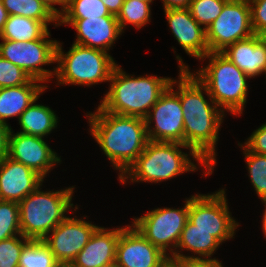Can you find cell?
I'll use <instances>...</instances> for the list:
<instances>
[{
	"mask_svg": "<svg viewBox=\"0 0 266 267\" xmlns=\"http://www.w3.org/2000/svg\"><path fill=\"white\" fill-rule=\"evenodd\" d=\"M57 267H73L71 264H59Z\"/></svg>",
	"mask_w": 266,
	"mask_h": 267,
	"instance_id": "obj_45",
	"label": "cell"
},
{
	"mask_svg": "<svg viewBox=\"0 0 266 267\" xmlns=\"http://www.w3.org/2000/svg\"><path fill=\"white\" fill-rule=\"evenodd\" d=\"M71 26L77 38L73 43L109 53L114 42L122 35L116 16L85 19H58V26Z\"/></svg>",
	"mask_w": 266,
	"mask_h": 267,
	"instance_id": "obj_16",
	"label": "cell"
},
{
	"mask_svg": "<svg viewBox=\"0 0 266 267\" xmlns=\"http://www.w3.org/2000/svg\"><path fill=\"white\" fill-rule=\"evenodd\" d=\"M115 16L101 0H69L65 12L58 19H85Z\"/></svg>",
	"mask_w": 266,
	"mask_h": 267,
	"instance_id": "obj_29",
	"label": "cell"
},
{
	"mask_svg": "<svg viewBox=\"0 0 266 267\" xmlns=\"http://www.w3.org/2000/svg\"><path fill=\"white\" fill-rule=\"evenodd\" d=\"M251 26L254 34L266 33V0H250Z\"/></svg>",
	"mask_w": 266,
	"mask_h": 267,
	"instance_id": "obj_34",
	"label": "cell"
},
{
	"mask_svg": "<svg viewBox=\"0 0 266 267\" xmlns=\"http://www.w3.org/2000/svg\"><path fill=\"white\" fill-rule=\"evenodd\" d=\"M11 126L0 122V161L7 156L8 134Z\"/></svg>",
	"mask_w": 266,
	"mask_h": 267,
	"instance_id": "obj_37",
	"label": "cell"
},
{
	"mask_svg": "<svg viewBox=\"0 0 266 267\" xmlns=\"http://www.w3.org/2000/svg\"><path fill=\"white\" fill-rule=\"evenodd\" d=\"M9 17L8 12L6 11L5 7L2 4V1L0 0V31L3 29L5 22L7 21Z\"/></svg>",
	"mask_w": 266,
	"mask_h": 267,
	"instance_id": "obj_41",
	"label": "cell"
},
{
	"mask_svg": "<svg viewBox=\"0 0 266 267\" xmlns=\"http://www.w3.org/2000/svg\"><path fill=\"white\" fill-rule=\"evenodd\" d=\"M171 79L148 74L135 77L117 64L110 76L109 90L98 106L110 113L145 119Z\"/></svg>",
	"mask_w": 266,
	"mask_h": 267,
	"instance_id": "obj_4",
	"label": "cell"
},
{
	"mask_svg": "<svg viewBox=\"0 0 266 267\" xmlns=\"http://www.w3.org/2000/svg\"><path fill=\"white\" fill-rule=\"evenodd\" d=\"M229 0H191L189 11L197 23L205 30L222 12Z\"/></svg>",
	"mask_w": 266,
	"mask_h": 267,
	"instance_id": "obj_30",
	"label": "cell"
},
{
	"mask_svg": "<svg viewBox=\"0 0 266 267\" xmlns=\"http://www.w3.org/2000/svg\"><path fill=\"white\" fill-rule=\"evenodd\" d=\"M169 29L187 55L200 60L209 47L206 40V30L192 17L188 8L164 10Z\"/></svg>",
	"mask_w": 266,
	"mask_h": 267,
	"instance_id": "obj_17",
	"label": "cell"
},
{
	"mask_svg": "<svg viewBox=\"0 0 266 267\" xmlns=\"http://www.w3.org/2000/svg\"><path fill=\"white\" fill-rule=\"evenodd\" d=\"M43 4H45L50 11L56 15L58 18L65 12L68 1L67 0H40ZM56 5L61 6V9L55 7Z\"/></svg>",
	"mask_w": 266,
	"mask_h": 267,
	"instance_id": "obj_38",
	"label": "cell"
},
{
	"mask_svg": "<svg viewBox=\"0 0 266 267\" xmlns=\"http://www.w3.org/2000/svg\"><path fill=\"white\" fill-rule=\"evenodd\" d=\"M238 146H240L243 156H245L250 182L258 198L263 202L266 200V155L251 152L240 142H238Z\"/></svg>",
	"mask_w": 266,
	"mask_h": 267,
	"instance_id": "obj_27",
	"label": "cell"
},
{
	"mask_svg": "<svg viewBox=\"0 0 266 267\" xmlns=\"http://www.w3.org/2000/svg\"><path fill=\"white\" fill-rule=\"evenodd\" d=\"M124 227L104 228L99 226L88 243L72 261L73 267H98L115 262L116 246Z\"/></svg>",
	"mask_w": 266,
	"mask_h": 267,
	"instance_id": "obj_19",
	"label": "cell"
},
{
	"mask_svg": "<svg viewBox=\"0 0 266 267\" xmlns=\"http://www.w3.org/2000/svg\"><path fill=\"white\" fill-rule=\"evenodd\" d=\"M206 58L208 65L193 74L224 113L243 114L249 92L247 79L250 78L221 52H209L200 61Z\"/></svg>",
	"mask_w": 266,
	"mask_h": 267,
	"instance_id": "obj_5",
	"label": "cell"
},
{
	"mask_svg": "<svg viewBox=\"0 0 266 267\" xmlns=\"http://www.w3.org/2000/svg\"><path fill=\"white\" fill-rule=\"evenodd\" d=\"M59 263L43 240H30L22 249L18 267H57Z\"/></svg>",
	"mask_w": 266,
	"mask_h": 267,
	"instance_id": "obj_28",
	"label": "cell"
},
{
	"mask_svg": "<svg viewBox=\"0 0 266 267\" xmlns=\"http://www.w3.org/2000/svg\"><path fill=\"white\" fill-rule=\"evenodd\" d=\"M48 30L42 21L20 15H9L0 31V39L21 42L33 41L40 39Z\"/></svg>",
	"mask_w": 266,
	"mask_h": 267,
	"instance_id": "obj_24",
	"label": "cell"
},
{
	"mask_svg": "<svg viewBox=\"0 0 266 267\" xmlns=\"http://www.w3.org/2000/svg\"><path fill=\"white\" fill-rule=\"evenodd\" d=\"M47 88V85L35 79L24 85L0 88V122L9 126L7 119H19L33 102L38 101Z\"/></svg>",
	"mask_w": 266,
	"mask_h": 267,
	"instance_id": "obj_21",
	"label": "cell"
},
{
	"mask_svg": "<svg viewBox=\"0 0 266 267\" xmlns=\"http://www.w3.org/2000/svg\"><path fill=\"white\" fill-rule=\"evenodd\" d=\"M253 35L251 7L246 0H229L206 29L209 52H222L229 45Z\"/></svg>",
	"mask_w": 266,
	"mask_h": 267,
	"instance_id": "obj_11",
	"label": "cell"
},
{
	"mask_svg": "<svg viewBox=\"0 0 266 267\" xmlns=\"http://www.w3.org/2000/svg\"><path fill=\"white\" fill-rule=\"evenodd\" d=\"M174 88L175 79L172 78L145 118L148 139L151 141L184 144V114Z\"/></svg>",
	"mask_w": 266,
	"mask_h": 267,
	"instance_id": "obj_12",
	"label": "cell"
},
{
	"mask_svg": "<svg viewBox=\"0 0 266 267\" xmlns=\"http://www.w3.org/2000/svg\"><path fill=\"white\" fill-rule=\"evenodd\" d=\"M20 133L45 138L57 129L58 116L49 106L33 102L19 117Z\"/></svg>",
	"mask_w": 266,
	"mask_h": 267,
	"instance_id": "obj_23",
	"label": "cell"
},
{
	"mask_svg": "<svg viewBox=\"0 0 266 267\" xmlns=\"http://www.w3.org/2000/svg\"><path fill=\"white\" fill-rule=\"evenodd\" d=\"M20 234L18 203L0 200V241Z\"/></svg>",
	"mask_w": 266,
	"mask_h": 267,
	"instance_id": "obj_31",
	"label": "cell"
},
{
	"mask_svg": "<svg viewBox=\"0 0 266 267\" xmlns=\"http://www.w3.org/2000/svg\"><path fill=\"white\" fill-rule=\"evenodd\" d=\"M54 79L56 85L92 86L109 82L117 62L105 51L73 43L68 52L57 41Z\"/></svg>",
	"mask_w": 266,
	"mask_h": 267,
	"instance_id": "obj_7",
	"label": "cell"
},
{
	"mask_svg": "<svg viewBox=\"0 0 266 267\" xmlns=\"http://www.w3.org/2000/svg\"><path fill=\"white\" fill-rule=\"evenodd\" d=\"M101 1L108 8L109 12L115 16L118 15L124 3V0H101Z\"/></svg>",
	"mask_w": 266,
	"mask_h": 267,
	"instance_id": "obj_40",
	"label": "cell"
},
{
	"mask_svg": "<svg viewBox=\"0 0 266 267\" xmlns=\"http://www.w3.org/2000/svg\"><path fill=\"white\" fill-rule=\"evenodd\" d=\"M220 245L222 244L210 232L195 228V224L188 220L171 257L212 258ZM184 251L192 252V255H186Z\"/></svg>",
	"mask_w": 266,
	"mask_h": 267,
	"instance_id": "obj_22",
	"label": "cell"
},
{
	"mask_svg": "<svg viewBox=\"0 0 266 267\" xmlns=\"http://www.w3.org/2000/svg\"><path fill=\"white\" fill-rule=\"evenodd\" d=\"M262 204L265 206L264 208H265V210H264V213H263V217H262V220H261V222H262V231H263V234H264V236H265V238H266V200L265 201H263L262 202Z\"/></svg>",
	"mask_w": 266,
	"mask_h": 267,
	"instance_id": "obj_42",
	"label": "cell"
},
{
	"mask_svg": "<svg viewBox=\"0 0 266 267\" xmlns=\"http://www.w3.org/2000/svg\"><path fill=\"white\" fill-rule=\"evenodd\" d=\"M50 36L48 30L40 39L33 41L1 39L0 56L22 68L32 79L46 85L55 76V67L51 70L42 67L56 61L57 40L49 39Z\"/></svg>",
	"mask_w": 266,
	"mask_h": 267,
	"instance_id": "obj_10",
	"label": "cell"
},
{
	"mask_svg": "<svg viewBox=\"0 0 266 267\" xmlns=\"http://www.w3.org/2000/svg\"><path fill=\"white\" fill-rule=\"evenodd\" d=\"M176 59L179 75L175 79V92L179 95L184 114V144L192 148L214 170L217 165L216 146L220 126L226 113L214 103L206 87L185 65L182 57L176 55Z\"/></svg>",
	"mask_w": 266,
	"mask_h": 267,
	"instance_id": "obj_1",
	"label": "cell"
},
{
	"mask_svg": "<svg viewBox=\"0 0 266 267\" xmlns=\"http://www.w3.org/2000/svg\"><path fill=\"white\" fill-rule=\"evenodd\" d=\"M98 267H118V266L116 265L115 262H113V263H108V264H105V265H102V266H98Z\"/></svg>",
	"mask_w": 266,
	"mask_h": 267,
	"instance_id": "obj_44",
	"label": "cell"
},
{
	"mask_svg": "<svg viewBox=\"0 0 266 267\" xmlns=\"http://www.w3.org/2000/svg\"><path fill=\"white\" fill-rule=\"evenodd\" d=\"M225 190L189 197L188 220L195 228L210 232L221 244L234 238L237 227L241 226L229 211Z\"/></svg>",
	"mask_w": 266,
	"mask_h": 267,
	"instance_id": "obj_9",
	"label": "cell"
},
{
	"mask_svg": "<svg viewBox=\"0 0 266 267\" xmlns=\"http://www.w3.org/2000/svg\"><path fill=\"white\" fill-rule=\"evenodd\" d=\"M31 79L22 68L0 56V88L24 85Z\"/></svg>",
	"mask_w": 266,
	"mask_h": 267,
	"instance_id": "obj_33",
	"label": "cell"
},
{
	"mask_svg": "<svg viewBox=\"0 0 266 267\" xmlns=\"http://www.w3.org/2000/svg\"><path fill=\"white\" fill-rule=\"evenodd\" d=\"M183 149H187L189 152L185 153L182 151ZM197 166H203L202 173L205 177L214 172L209 164L185 144L149 140L136 161L118 179L124 185L128 180L130 183L157 184L187 172H196L199 168Z\"/></svg>",
	"mask_w": 266,
	"mask_h": 267,
	"instance_id": "obj_3",
	"label": "cell"
},
{
	"mask_svg": "<svg viewBox=\"0 0 266 267\" xmlns=\"http://www.w3.org/2000/svg\"><path fill=\"white\" fill-rule=\"evenodd\" d=\"M29 241L22 234L0 241V267H18L21 251Z\"/></svg>",
	"mask_w": 266,
	"mask_h": 267,
	"instance_id": "obj_32",
	"label": "cell"
},
{
	"mask_svg": "<svg viewBox=\"0 0 266 267\" xmlns=\"http://www.w3.org/2000/svg\"><path fill=\"white\" fill-rule=\"evenodd\" d=\"M184 201L182 208H154L143 216L132 219V225L169 258L175 253L188 221L189 198Z\"/></svg>",
	"mask_w": 266,
	"mask_h": 267,
	"instance_id": "obj_8",
	"label": "cell"
},
{
	"mask_svg": "<svg viewBox=\"0 0 266 267\" xmlns=\"http://www.w3.org/2000/svg\"><path fill=\"white\" fill-rule=\"evenodd\" d=\"M164 10L176 8H188L191 0H161Z\"/></svg>",
	"mask_w": 266,
	"mask_h": 267,
	"instance_id": "obj_39",
	"label": "cell"
},
{
	"mask_svg": "<svg viewBox=\"0 0 266 267\" xmlns=\"http://www.w3.org/2000/svg\"><path fill=\"white\" fill-rule=\"evenodd\" d=\"M168 259L132 224L121 230L116 246L115 263L118 267H162Z\"/></svg>",
	"mask_w": 266,
	"mask_h": 267,
	"instance_id": "obj_15",
	"label": "cell"
},
{
	"mask_svg": "<svg viewBox=\"0 0 266 267\" xmlns=\"http://www.w3.org/2000/svg\"><path fill=\"white\" fill-rule=\"evenodd\" d=\"M41 187L18 203L21 234L30 240H43L69 211L78 210L72 202L74 186L56 191H43Z\"/></svg>",
	"mask_w": 266,
	"mask_h": 267,
	"instance_id": "obj_6",
	"label": "cell"
},
{
	"mask_svg": "<svg viewBox=\"0 0 266 267\" xmlns=\"http://www.w3.org/2000/svg\"><path fill=\"white\" fill-rule=\"evenodd\" d=\"M7 157L31 168L44 179L62 161L44 138L14 133L12 127L8 134Z\"/></svg>",
	"mask_w": 266,
	"mask_h": 267,
	"instance_id": "obj_14",
	"label": "cell"
},
{
	"mask_svg": "<svg viewBox=\"0 0 266 267\" xmlns=\"http://www.w3.org/2000/svg\"><path fill=\"white\" fill-rule=\"evenodd\" d=\"M9 15H20L42 21L47 27L58 26V17L40 0H1Z\"/></svg>",
	"mask_w": 266,
	"mask_h": 267,
	"instance_id": "obj_25",
	"label": "cell"
},
{
	"mask_svg": "<svg viewBox=\"0 0 266 267\" xmlns=\"http://www.w3.org/2000/svg\"><path fill=\"white\" fill-rule=\"evenodd\" d=\"M250 79L261 76L266 71V40L254 34L226 47L222 52Z\"/></svg>",
	"mask_w": 266,
	"mask_h": 267,
	"instance_id": "obj_20",
	"label": "cell"
},
{
	"mask_svg": "<svg viewBox=\"0 0 266 267\" xmlns=\"http://www.w3.org/2000/svg\"><path fill=\"white\" fill-rule=\"evenodd\" d=\"M178 267H223L222 261L215 258L170 257Z\"/></svg>",
	"mask_w": 266,
	"mask_h": 267,
	"instance_id": "obj_36",
	"label": "cell"
},
{
	"mask_svg": "<svg viewBox=\"0 0 266 267\" xmlns=\"http://www.w3.org/2000/svg\"><path fill=\"white\" fill-rule=\"evenodd\" d=\"M162 267H178L171 259H168L167 262Z\"/></svg>",
	"mask_w": 266,
	"mask_h": 267,
	"instance_id": "obj_43",
	"label": "cell"
},
{
	"mask_svg": "<svg viewBox=\"0 0 266 267\" xmlns=\"http://www.w3.org/2000/svg\"><path fill=\"white\" fill-rule=\"evenodd\" d=\"M151 3L153 1L124 0L121 10L116 16L122 33L128 24L141 29L151 22Z\"/></svg>",
	"mask_w": 266,
	"mask_h": 267,
	"instance_id": "obj_26",
	"label": "cell"
},
{
	"mask_svg": "<svg viewBox=\"0 0 266 267\" xmlns=\"http://www.w3.org/2000/svg\"><path fill=\"white\" fill-rule=\"evenodd\" d=\"M90 135L120 178L149 142L145 119L107 112L99 106L87 112Z\"/></svg>",
	"mask_w": 266,
	"mask_h": 267,
	"instance_id": "obj_2",
	"label": "cell"
},
{
	"mask_svg": "<svg viewBox=\"0 0 266 267\" xmlns=\"http://www.w3.org/2000/svg\"><path fill=\"white\" fill-rule=\"evenodd\" d=\"M43 182L42 176L22 163L7 156L0 161V200L20 203Z\"/></svg>",
	"mask_w": 266,
	"mask_h": 267,
	"instance_id": "obj_18",
	"label": "cell"
},
{
	"mask_svg": "<svg viewBox=\"0 0 266 267\" xmlns=\"http://www.w3.org/2000/svg\"><path fill=\"white\" fill-rule=\"evenodd\" d=\"M243 144L251 152L266 155V123L254 130Z\"/></svg>",
	"mask_w": 266,
	"mask_h": 267,
	"instance_id": "obj_35",
	"label": "cell"
},
{
	"mask_svg": "<svg viewBox=\"0 0 266 267\" xmlns=\"http://www.w3.org/2000/svg\"><path fill=\"white\" fill-rule=\"evenodd\" d=\"M98 227L99 225L86 221L84 216H68L43 239V242L59 264H71Z\"/></svg>",
	"mask_w": 266,
	"mask_h": 267,
	"instance_id": "obj_13",
	"label": "cell"
}]
</instances>
